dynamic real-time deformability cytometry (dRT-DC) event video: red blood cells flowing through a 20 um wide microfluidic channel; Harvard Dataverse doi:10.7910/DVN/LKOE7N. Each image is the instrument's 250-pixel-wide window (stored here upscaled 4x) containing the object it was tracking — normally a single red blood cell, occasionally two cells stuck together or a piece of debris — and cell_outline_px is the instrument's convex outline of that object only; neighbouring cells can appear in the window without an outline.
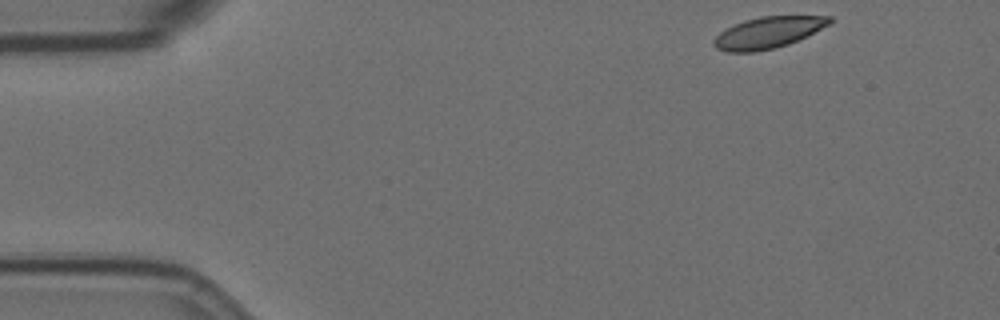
{"species": "Egyptian fruit bat (a non-hibernating species)", "species_latin": "Rousettus aegyptiacus", "temperature_condition": "room temperature", "stored_images_in_passage": 52, "camera_frame_rate_fps": 3000, "um_per_image_px": 0.085, "animal": {"sex": "female"}, "frame": {"image": 1, "passage_image": 1, "time_ms": 0.0, "image_size_px": [1000, 320], "cell_outline_px": [[832, 20], [828, 24], [788, 44], [776, 48], [756, 52], [728, 52], [716, 48], [712, 44], [712, 40], [720, 32], [744, 20], [760, 16], [832, 16]], "centroid_in_image_um": [65.22, 2.78], "position_along_channel_um": 19.8, "area_um2": 20.87}}
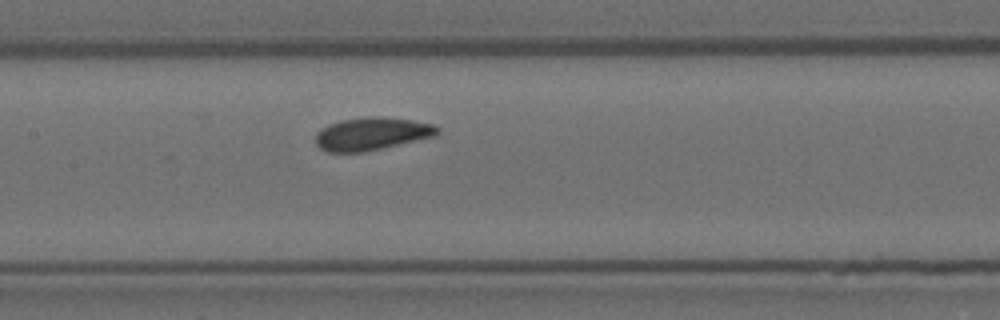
{"frame": {"image": 2, "passage_image": 22, "time_ms": 7.0, "image_size_px": [1000, 320], "cell_outline_px": [[440, 132], [436, 136], [380, 148], [360, 152], [328, 152], [320, 148], [316, 144], [316, 132], [320, 128], [328, 124], [344, 120], [364, 116], [380, 116], [412, 120], [432, 124], [440, 128]], "centroid_in_image_um": [31.59, 11.36], "position_along_channel_um": 175.8, "area_um2": 23.24}}
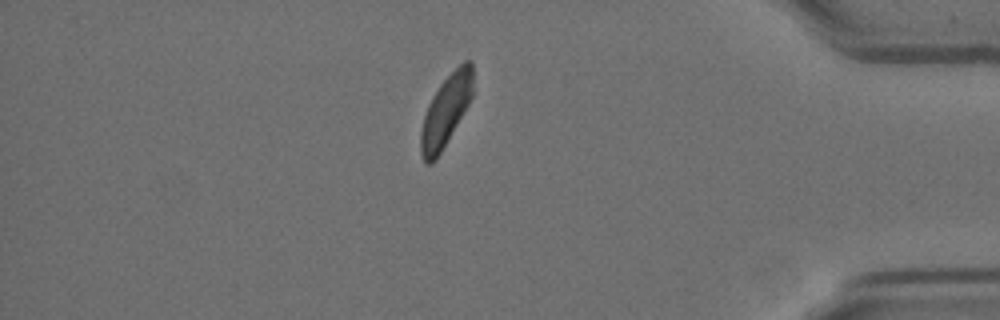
{"frame": {"image": 3, "passage_image": 44, "time_ms": 14.333, "image_size_px": [1000, 320], "cell_outline_px": [[472, 96], [468, 104], [436, 160], [432, 164], [424, 164], [420, 152], [420, 132], [424, 116], [428, 104], [432, 96], [440, 84], [464, 60], [472, 60]], "centroid_in_image_um": [37.86, 9.45], "position_along_channel_um": 397.3, "area_um2": 21.33}}